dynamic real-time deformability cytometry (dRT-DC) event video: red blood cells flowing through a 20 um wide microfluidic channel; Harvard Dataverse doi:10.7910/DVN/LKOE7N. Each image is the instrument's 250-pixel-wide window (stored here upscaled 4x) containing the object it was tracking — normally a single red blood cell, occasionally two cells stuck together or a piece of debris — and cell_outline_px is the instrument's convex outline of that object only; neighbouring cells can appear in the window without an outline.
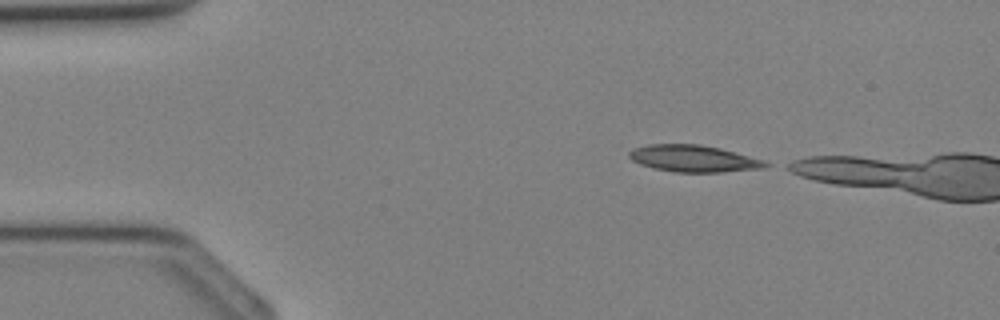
{"species": "Egyptian fruit bat (a non-hibernating species)", "species_latin": "Rousettus aegyptiacus", "temperature_condition": "cold", "stored_images_in_passage": 3, "camera_frame_rate_fps": 3000, "um_per_image_px": 0.085, "animal": {"sex": "female"}, "frame": {"image": 1, "passage_image": 1, "time_ms": 0.0, "image_size_px": [1000, 320], "cell_outline_px": [[772, 164], [768, 168], [724, 172], [676, 172], [656, 168], [640, 164], [632, 160], [628, 156], [628, 152], [636, 148], [648, 144], [700, 144], [720, 148], [764, 160]], "centroid_in_image_um": [59.02, 13.48], "position_along_channel_um": 26.0, "area_um2": 21.33}}